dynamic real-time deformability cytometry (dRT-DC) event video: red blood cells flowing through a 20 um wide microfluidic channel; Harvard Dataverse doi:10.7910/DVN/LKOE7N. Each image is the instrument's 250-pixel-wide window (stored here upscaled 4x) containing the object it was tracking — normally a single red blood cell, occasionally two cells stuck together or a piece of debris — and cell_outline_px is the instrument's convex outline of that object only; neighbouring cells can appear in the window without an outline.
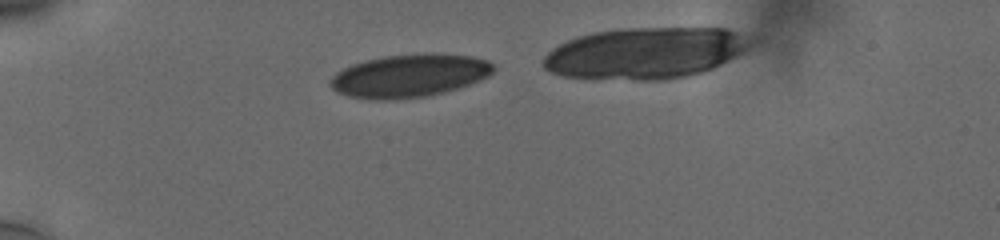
{"species": "human", "species_latin": "Homo sapiens", "temperature_condition": "cold", "stored_images_in_passage": 35, "camera_frame_rate_fps": 3000, "um_per_image_px": 0.085, "donor": {"sex": "male"}, "frame": {"image": 1, "passage_image": 1, "time_ms": 0.0, "image_size_px": [1000, 240], "cell_outline_px": [[496, 68], [488, 76], [480, 80], [444, 92], [428, 96], [396, 100], [372, 100], [348, 96], [336, 92], [328, 84], [328, 80], [336, 72], [352, 64], [384, 56], [472, 56], [488, 60]], "centroid_in_image_um": [34.72, 6.49], "position_along_channel_um": 50.3, "area_um2": 40.0}}
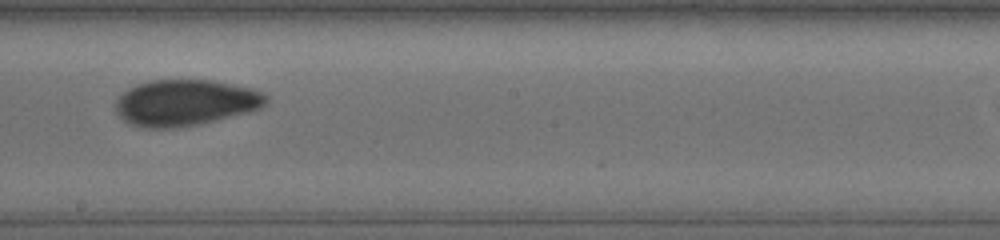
{"frame": {"image": 2, "passage_image": 18, "time_ms": 5.667, "image_size_px": [1000, 240], "cell_outline_px": [[268, 104], [260, 108], [248, 112], [200, 124], [176, 128], [144, 128], [132, 124], [124, 120], [116, 112], [116, 100], [128, 88], [136, 84], [148, 80], [212, 80], [252, 88], [268, 96]], "centroid_in_image_um": [15.76, 8.73], "position_along_channel_um": 232.4, "area_um2": 40.58}}
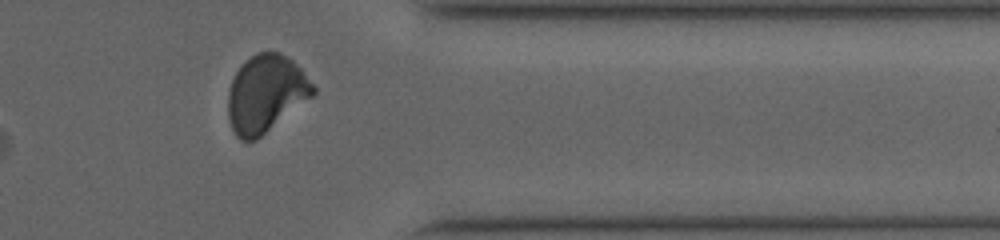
{"frame": {"image": 3, "passage_image": 31, "time_ms": 10.0, "image_size_px": [1000, 240], "cell_outline_px": [[316, 92], [312, 96], [256, 140], [240, 140], [236, 136], [228, 120], [228, 92], [232, 80], [236, 72], [256, 52], [280, 52], [288, 56], [304, 72], [316, 88]], "centroid_in_image_um": [22.59, 7.97], "position_along_channel_um": 388.8, "area_um2": 37.92}}